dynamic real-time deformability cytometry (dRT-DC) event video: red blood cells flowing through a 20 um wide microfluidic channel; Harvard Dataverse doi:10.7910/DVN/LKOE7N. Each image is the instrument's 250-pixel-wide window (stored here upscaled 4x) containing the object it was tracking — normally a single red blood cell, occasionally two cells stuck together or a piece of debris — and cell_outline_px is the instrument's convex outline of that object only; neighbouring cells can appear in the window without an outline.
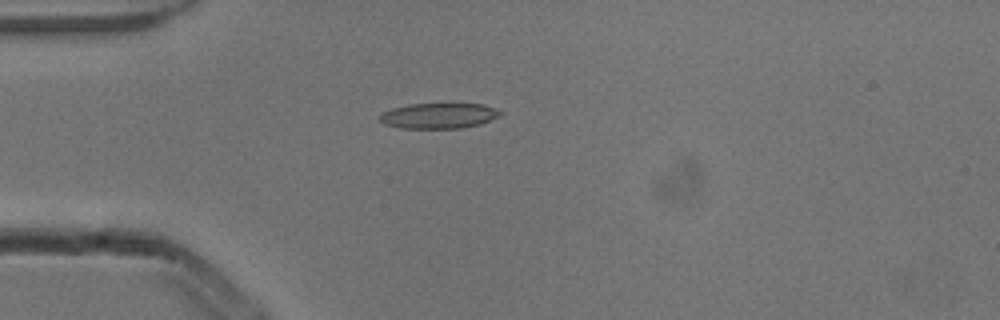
{"species": "common noctule bat (a hibernating species)", "species_latin": "Nyctalus noctula", "temperature_condition": "cold", "stored_images_in_passage": 5, "camera_frame_rate_fps": 3000, "um_per_image_px": 0.085, "animal": {"sex": "male", "body_mass_g": 13.3}, "frame": {"image": 1, "passage_image": 5, "time_ms": 1.333, "image_size_px": [1000, 320], "cell_outline_px": [[504, 112], [500, 116], [480, 124], [460, 128], [400, 128], [384, 124], [380, 120], [380, 116], [384, 112], [392, 108], [408, 104], [484, 104]], "centroid_in_image_um": [37.31, 9.84], "position_along_channel_um": 47.7, "area_um2": 17.8}}